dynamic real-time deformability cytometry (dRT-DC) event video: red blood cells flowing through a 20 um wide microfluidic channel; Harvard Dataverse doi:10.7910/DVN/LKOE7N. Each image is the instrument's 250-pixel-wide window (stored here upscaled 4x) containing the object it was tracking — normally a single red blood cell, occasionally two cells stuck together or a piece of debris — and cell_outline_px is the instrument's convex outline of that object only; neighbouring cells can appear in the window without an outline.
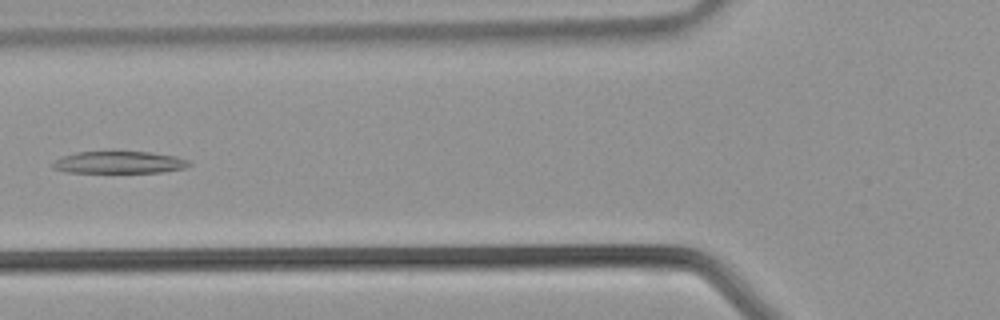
{"species": "common noctule bat (a hibernating species)", "species_latin": "Nyctalus noctula", "temperature_condition": "warm", "stored_images_in_passage": 39, "camera_frame_rate_fps": 3000, "um_per_image_px": 0.085, "animal": {"sex": "male", "body_mass_g": 21.5, "forearm_length_mm": 52.0}, "frame": {"image": 1, "passage_image": 15, "time_ms": 4.667, "image_size_px": [1000, 320], "cell_outline_px": [[192, 164], [184, 168], [160, 172], [68, 172], [52, 168], [52, 164], [56, 160], [64, 156], [76, 152], [112, 148], [148, 152], [176, 156], [188, 160]], "centroid_in_image_um": [10.11, 13.75], "position_along_channel_um": 115.7, "area_um2": 18.32}}
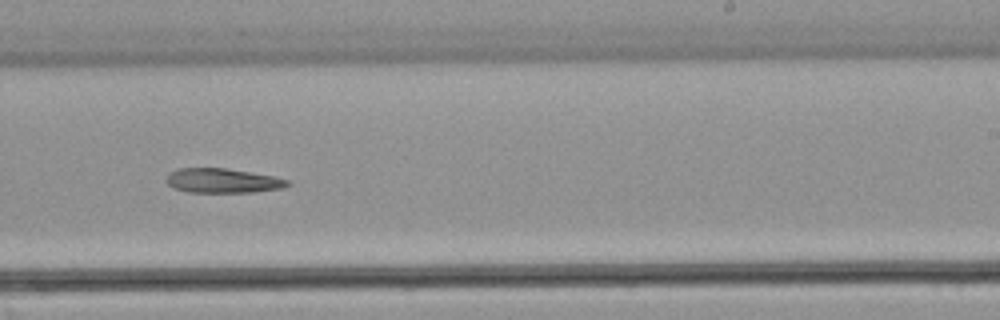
{"frame": {"image": 2, "passage_image": 24, "time_ms": 7.667, "image_size_px": [1000, 320], "cell_outline_px": [[292, 184], [280, 188], [252, 192], [188, 192], [172, 188], [164, 180], [172, 172], [180, 168], [224, 168], [272, 176], [288, 180]], "centroid_in_image_um": [18.89, 15.36], "position_along_channel_um": 270.1, "area_um2": 17.05}}
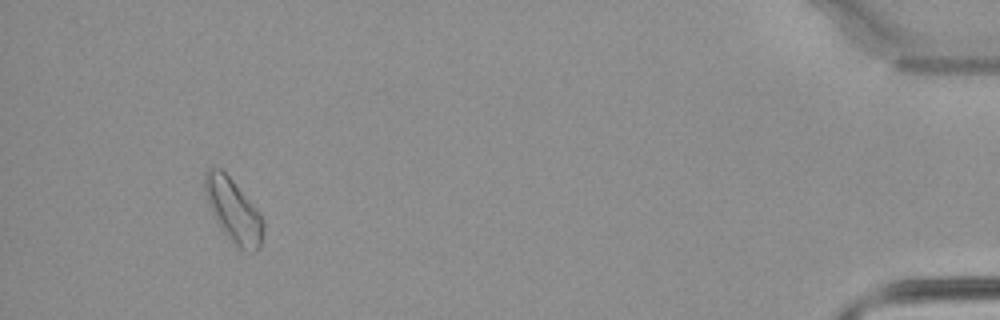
{"frame": {"image": 3, "passage_image": 37, "time_ms": 12.0, "image_size_px": [1000, 320], "cell_outline_px": [[264, 232], [260, 248], [252, 252], [236, 248], [224, 232], [208, 200], [204, 188], [204, 176], [208, 168], [220, 168], [232, 180], [260, 212], [264, 220]], "centroid_in_image_um": [19.9, 17.93], "position_along_channel_um": 415.3, "area_um2": 21.15}}